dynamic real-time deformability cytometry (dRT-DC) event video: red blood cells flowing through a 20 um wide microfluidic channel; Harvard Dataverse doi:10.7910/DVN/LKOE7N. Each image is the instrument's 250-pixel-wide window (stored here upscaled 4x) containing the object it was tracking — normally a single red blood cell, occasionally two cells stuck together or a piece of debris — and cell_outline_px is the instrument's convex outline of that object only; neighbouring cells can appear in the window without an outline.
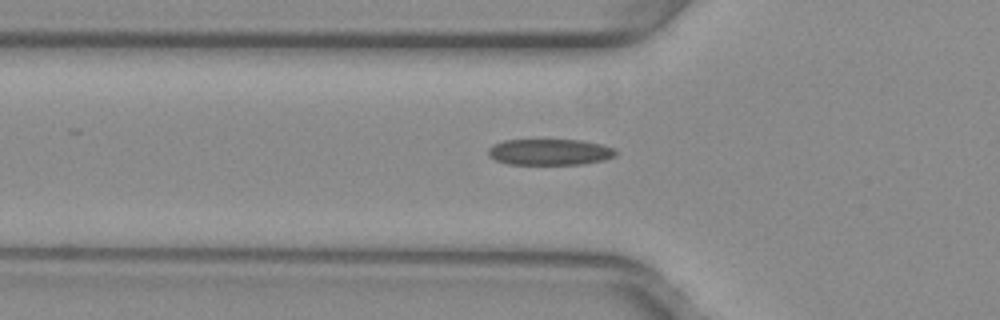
{"species": "common noctule bat (a hibernating species)", "species_latin": "Nyctalus noctula", "temperature_condition": "warm", "stored_images_in_passage": 35, "camera_frame_rate_fps": 3000, "um_per_image_px": 0.085, "animal": {"sex": "female", "body_mass_g": 29.2, "forearm_length_mm": 56.3}, "frame": {"image": 1, "passage_image": 8, "time_ms": 2.333, "image_size_px": [1000, 320], "cell_outline_px": [[616, 156], [604, 160], [584, 164], [508, 164], [496, 160], [488, 156], [488, 148], [492, 144], [504, 140], [580, 140], [600, 144], [612, 148], [616, 152]], "centroid_in_image_um": [46.69, 12.92], "position_along_channel_um": 79.1, "area_um2": 19.42}}
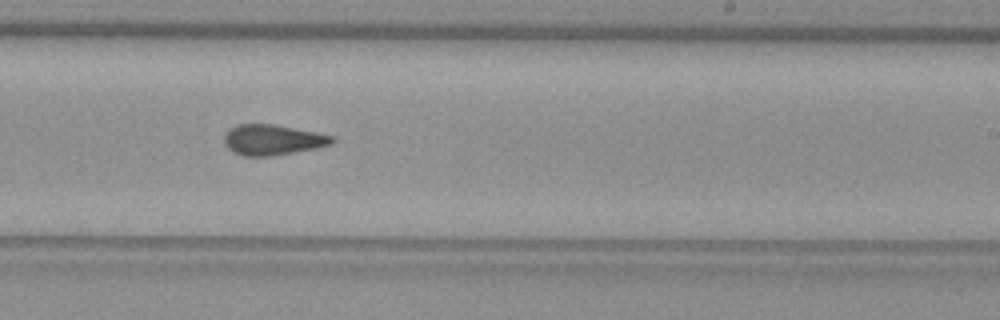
{"frame": {"image": 2, "passage_image": 22, "time_ms": 7.0, "image_size_px": [1000, 320], "cell_outline_px": [[336, 140], [332, 144], [316, 148], [272, 156], [244, 156], [232, 152], [224, 144], [224, 136], [228, 128], [236, 124], [272, 124], [316, 132], [332, 136]], "centroid_in_image_um": [23.13, 11.88], "position_along_channel_um": 265.9, "area_um2": 19.25}}
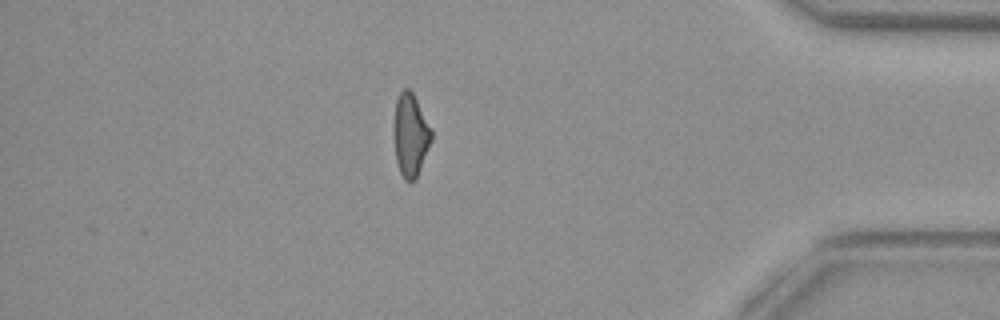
{"frame": {"image": 3, "passage_image": 35, "time_ms": 11.333, "image_size_px": [1000, 320], "cell_outline_px": [[432, 140], [420, 168], [416, 176], [412, 180], [404, 180], [400, 172], [396, 160], [396, 100], [400, 92], [404, 88], [408, 88], [412, 92], [432, 128]], "centroid_in_image_um": [34.94, 11.46], "position_along_channel_um": 400.3, "area_um2": 17.34}, "authors_computed_cell_mechanics": {"area_um2": 19.3052, "velocity_mm_per_s": 3.9871, "shape_relaxation_time_tau1_ms": null, "shape_relaxation_time_tau2_ms": 2.2086, "deformation_change_tau1": null, "deformation_change_tau2": 0.1146}}